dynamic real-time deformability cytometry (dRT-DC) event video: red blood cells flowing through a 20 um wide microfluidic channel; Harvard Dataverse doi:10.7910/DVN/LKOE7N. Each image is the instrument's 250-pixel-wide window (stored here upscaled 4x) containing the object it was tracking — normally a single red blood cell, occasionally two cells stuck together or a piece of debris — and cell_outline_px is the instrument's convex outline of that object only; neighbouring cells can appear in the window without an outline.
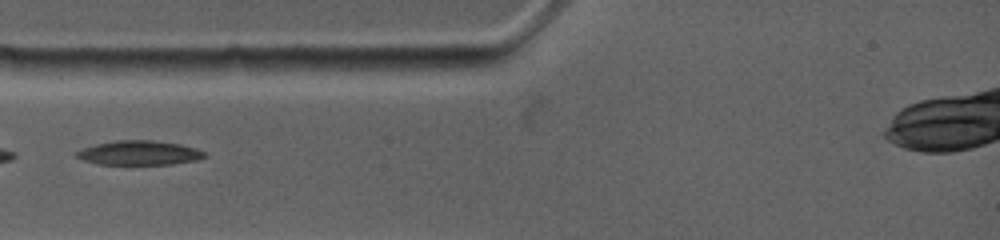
{"species": "common noctule bat (a hibernating species)", "species_latin": "Nyctalus noctula", "temperature_condition": "warm", "stored_images_in_passage": 4, "camera_frame_rate_fps": 4500, "um_per_image_px": 0.085, "animal": {"sex": "female", "body_mass_g": 19.0, "forearm_length_mm": 53.3}, "frame": {"image": 1, "passage_image": 2, "time_ms": 0.889, "image_size_px": [1000, 240], "cell_outline_px": [[208, 156], [196, 160], [172, 164], [100, 164], [84, 160], [76, 156], [76, 152], [84, 148], [96, 144], [116, 140], [152, 140], [180, 144], [196, 148], [204, 152]], "centroid_in_image_um": [11.87, 12.99], "position_along_channel_um": 73.1, "area_um2": 17.98}}
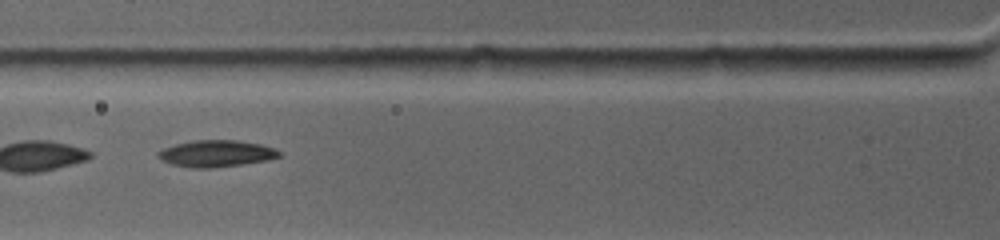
{"frame": {"image": 2, "passage_image": 3, "time_ms": 1.778, "image_size_px": [1000, 240], "cell_outline_px": [[280, 156], [268, 160], [244, 164], [212, 168], [192, 168], [172, 164], [160, 160], [156, 156], [156, 152], [164, 148], [176, 144], [196, 140], [236, 140], [260, 144], [276, 148], [280, 152]], "centroid_in_image_um": [18.37, 13.05], "position_along_channel_um": 107.4, "area_um2": 18.9}}